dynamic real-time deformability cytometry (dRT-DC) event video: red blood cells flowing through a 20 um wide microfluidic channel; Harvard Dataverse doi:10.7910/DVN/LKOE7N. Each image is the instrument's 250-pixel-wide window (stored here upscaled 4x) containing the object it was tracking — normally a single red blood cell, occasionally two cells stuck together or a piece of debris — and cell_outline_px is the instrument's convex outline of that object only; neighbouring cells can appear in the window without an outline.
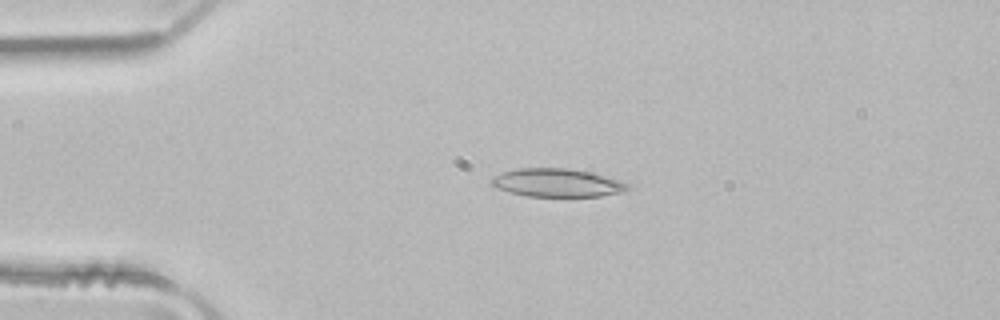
{"species": "common noctule bat (a hibernating species)", "species_latin": "Nyctalus noctula", "temperature_condition": "room temperature", "stored_images_in_passage": 4, "camera_frame_rate_fps": 3000, "um_per_image_px": 0.085, "animal": {"sex": "male", "body_mass_g": 21.5, "forearm_length_mm": 52.0}, "frame": {"image": 1, "passage_image": 3, "time_ms": 0.667, "image_size_px": [1000, 320], "cell_outline_px": [[632, 188], [620, 192], [600, 196], [528, 196], [508, 192], [496, 188], [492, 184], [492, 176], [500, 172], [516, 168], [568, 168], [588, 172], [620, 180], [628, 184]], "centroid_in_image_um": [47.31, 15.53], "position_along_channel_um": 37.7, "area_um2": 22.37}}